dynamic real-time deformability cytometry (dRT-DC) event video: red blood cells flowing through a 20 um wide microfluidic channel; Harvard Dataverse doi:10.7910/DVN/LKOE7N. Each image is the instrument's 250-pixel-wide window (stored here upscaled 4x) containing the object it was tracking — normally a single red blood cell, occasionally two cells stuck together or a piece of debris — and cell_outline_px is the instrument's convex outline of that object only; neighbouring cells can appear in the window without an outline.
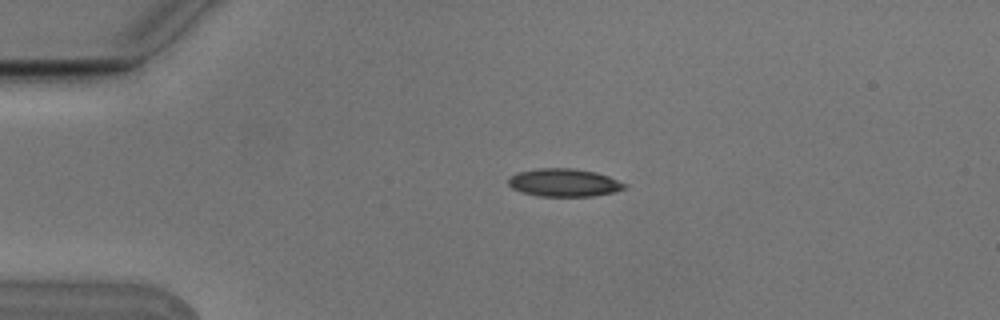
{"species": "Egyptian fruit bat (a non-hibernating species)", "species_latin": "Rousettus aegyptiacus", "temperature_condition": "cold", "stored_images_in_passage": 3, "camera_frame_rate_fps": 3000, "um_per_image_px": 0.085, "animal": {"sex": "male"}, "frame": {"image": 1, "passage_image": 2, "time_ms": 0.333, "image_size_px": [1000, 320], "cell_outline_px": [[628, 188], [616, 192], [592, 196], [540, 196], [520, 192], [512, 188], [508, 184], [508, 180], [516, 172], [536, 168], [572, 168], [596, 172], [608, 176], [628, 184]], "centroid_in_image_um": [47.97, 15.52], "position_along_channel_um": 37.0, "area_um2": 19.13}}